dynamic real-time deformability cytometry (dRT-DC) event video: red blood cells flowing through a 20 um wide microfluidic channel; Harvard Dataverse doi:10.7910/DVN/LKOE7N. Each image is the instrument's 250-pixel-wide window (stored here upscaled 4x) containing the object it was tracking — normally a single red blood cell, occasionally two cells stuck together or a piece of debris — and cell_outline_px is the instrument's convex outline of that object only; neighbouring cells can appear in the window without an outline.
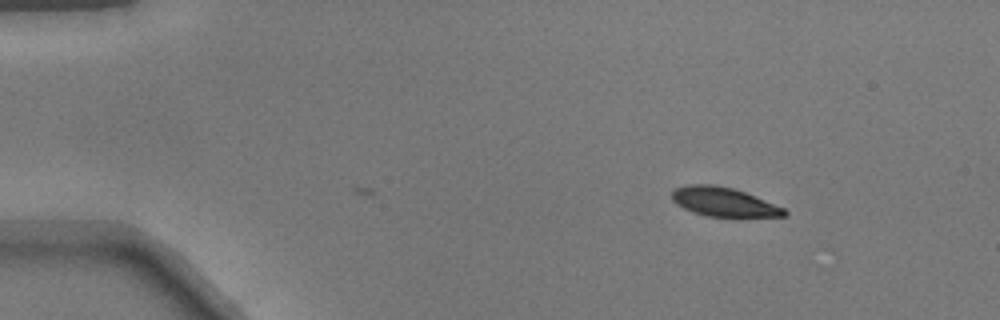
{"species": "common noctule bat (a hibernating species)", "species_latin": "Nyctalus noctula", "temperature_condition": "warm", "stored_images_in_passage": 9, "camera_frame_rate_fps": 3000, "um_per_image_px": 0.085, "animal": {"sex": "male", "body_mass_g": 17.9}, "frame": {"image": 1, "passage_image": 1, "time_ms": 0.0, "image_size_px": [1000, 320], "cell_outline_px": [[788, 216], [708, 216], [692, 212], [676, 204], [672, 200], [672, 192], [676, 188], [684, 184], [716, 184], [732, 188], [744, 192], [784, 208], [788, 212]], "centroid_in_image_um": [61.47, 17.15], "position_along_channel_um": 23.5, "area_um2": 18.84}}